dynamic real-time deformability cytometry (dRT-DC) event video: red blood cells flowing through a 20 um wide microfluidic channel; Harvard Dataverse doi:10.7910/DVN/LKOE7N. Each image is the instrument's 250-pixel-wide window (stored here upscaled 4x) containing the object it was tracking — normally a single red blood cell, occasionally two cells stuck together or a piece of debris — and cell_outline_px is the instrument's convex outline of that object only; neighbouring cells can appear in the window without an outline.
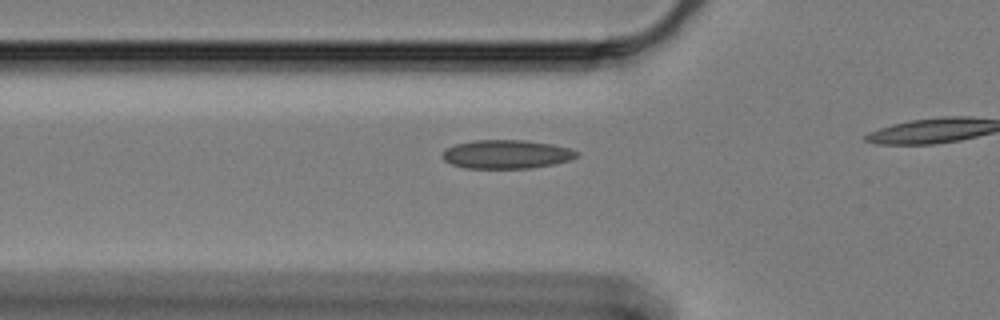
{"species": "Egyptian fruit bat (a non-hibernating species)", "species_latin": "Rousettus aegyptiacus", "temperature_condition": "cold", "stored_images_in_passage": 15, "camera_frame_rate_fps": 3000, "um_per_image_px": 0.085, "animal": {"sex": "female"}, "frame": {"image": 1, "passage_image": 9, "time_ms": 2.667, "image_size_px": [1000, 320], "cell_outline_px": [[580, 156], [572, 160], [532, 168], [468, 168], [452, 164], [444, 160], [440, 156], [448, 148], [456, 144], [472, 140], [524, 140], [552, 144], [568, 148], [580, 152]], "centroid_in_image_um": [43.09, 13.11], "position_along_channel_um": 82.7, "area_um2": 22.48}}
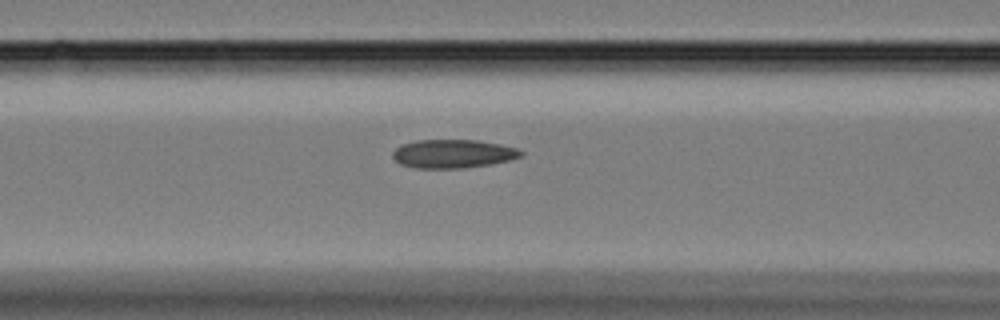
{"frame": {"image": 2, "passage_image": 13, "time_ms": 4.0, "image_size_px": [1000, 320], "cell_outline_px": [[524, 156], [508, 160], [488, 164], [460, 168], [416, 168], [400, 164], [392, 156], [392, 152], [400, 144], [416, 140], [476, 140], [500, 144], [516, 148], [524, 152]], "centroid_in_image_um": [38.48, 13.06], "position_along_channel_um": 128.1, "area_um2": 21.27}}